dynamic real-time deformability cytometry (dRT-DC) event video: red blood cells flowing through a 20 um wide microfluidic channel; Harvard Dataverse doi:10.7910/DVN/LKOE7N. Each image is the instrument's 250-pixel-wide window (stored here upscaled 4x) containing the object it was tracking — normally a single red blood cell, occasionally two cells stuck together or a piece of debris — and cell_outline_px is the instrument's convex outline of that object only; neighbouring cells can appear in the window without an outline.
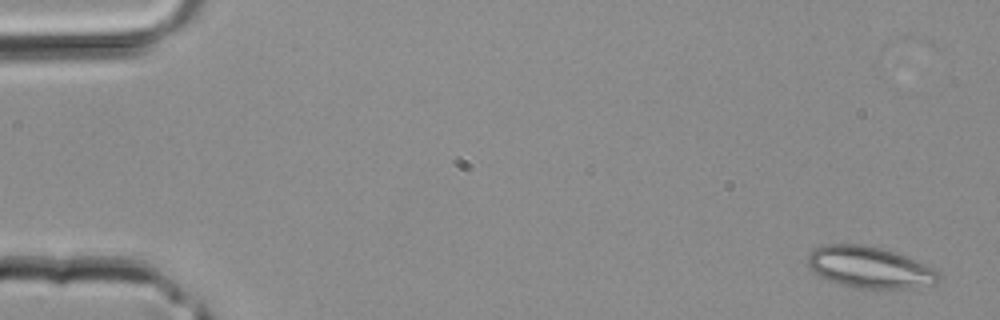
{"species": "common noctule bat (a hibernating species)", "species_latin": "Nyctalus noctula", "temperature_condition": "room temperature", "stored_images_in_passage": 40, "segment_of_instrument_passage": [1, 2], "camera_frame_rate_fps": 3000, "um_per_image_px": 0.085, "animal": {"sex": "male", "body_mass_g": 20.4}, "frame": {"image": 1, "passage_image": 1, "time_ms": 0.0, "image_size_px": [1000, 320], "cell_outline_px": [[940, 280], [936, 284], [912, 288], [848, 288], [828, 280], [812, 272], [808, 268], [808, 256], [816, 248], [824, 244], [860, 244], [880, 248], [896, 252], [908, 256], [936, 268], [940, 272]], "centroid_in_image_um": [73.96, 22.73], "position_along_channel_um": 11.0, "area_um2": 32.14}}